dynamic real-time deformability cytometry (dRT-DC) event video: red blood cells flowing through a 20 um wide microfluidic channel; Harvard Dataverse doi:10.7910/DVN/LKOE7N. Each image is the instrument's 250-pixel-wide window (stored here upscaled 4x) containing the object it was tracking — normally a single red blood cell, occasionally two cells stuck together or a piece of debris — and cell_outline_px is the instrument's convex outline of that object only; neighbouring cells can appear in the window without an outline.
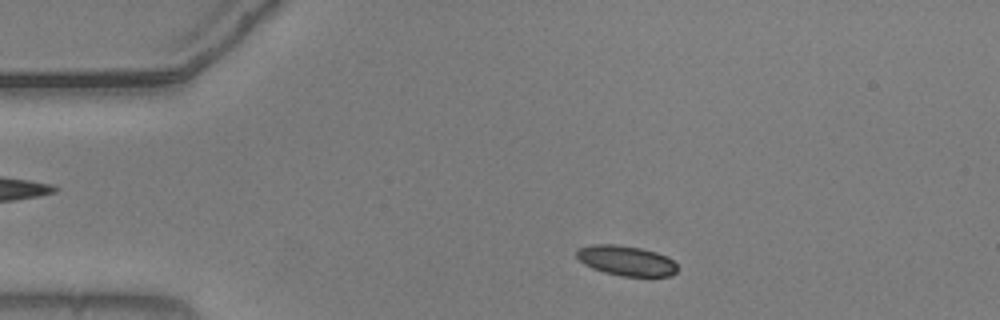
{"species": "common noctule bat (a hibernating species)", "species_latin": "Nyctalus noctula", "temperature_condition": "warm", "stored_images_in_passage": 46, "camera_frame_rate_fps": 3000, "um_per_image_px": 0.085, "animal": {"sex": "male", "body_mass_g": 20.5, "forearm_length_mm": 52.5}, "frame": {"image": 1, "passage_image": 5, "time_ms": 1.333, "image_size_px": [1000, 320], "cell_outline_px": [[676, 272], [672, 276], [620, 276], [604, 272], [592, 268], [584, 264], [576, 256], [576, 248], [592, 244], [616, 244], [640, 248], [656, 252], [668, 256], [676, 264]], "centroid_in_image_um": [53.2, 22.15], "position_along_channel_um": 31.8, "area_um2": 17.74}}
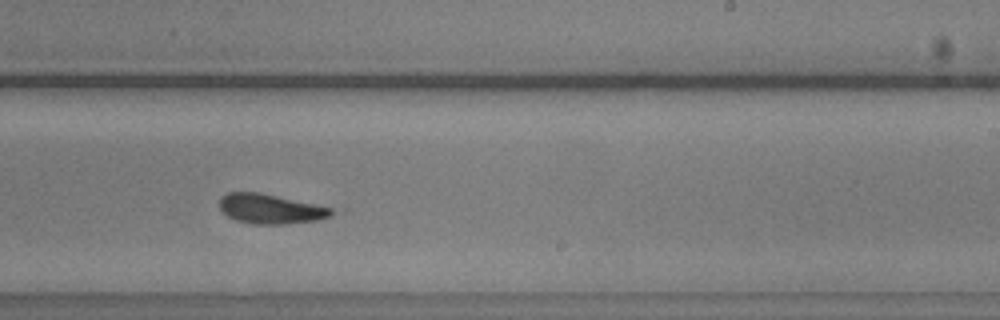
{"frame": {"image": 2, "passage_image": 28, "time_ms": 9.0, "image_size_px": [1000, 320], "cell_outline_px": [[348, 208], [332, 216], [316, 220], [284, 224], [256, 224], [236, 220], [228, 216], [220, 208], [220, 200], [228, 192], [260, 192]], "centroid_in_image_um": [23.28, 17.73], "position_along_channel_um": 265.7, "area_um2": 20.4}}
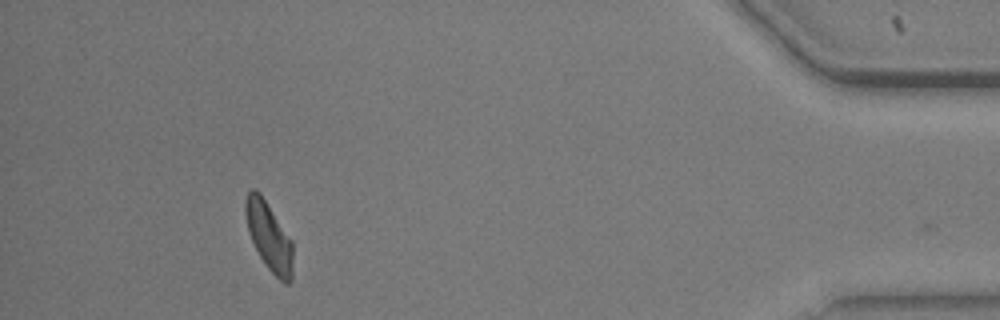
{"frame": {"image": 3, "passage_image": 45, "time_ms": 14.667, "image_size_px": [1000, 320], "cell_outline_px": [[292, 280], [288, 284], [284, 284], [268, 268], [260, 256], [248, 232], [244, 212], [244, 200], [248, 192], [252, 188], [256, 188], [260, 192], [292, 240]], "centroid_in_image_um": [22.85, 20.06], "position_along_channel_um": 412.4, "area_um2": 18.96}, "authors_computed_cell_mechanics": {"area_um2": 19.363, "velocity_mm_per_s": 3.6722, "shape_relaxation_time_tau1_ms": 4.0784, "shape_relaxation_time_tau2_ms": null, "deformation_change_tau1": 0.1363, "deformation_change_tau2": null}}